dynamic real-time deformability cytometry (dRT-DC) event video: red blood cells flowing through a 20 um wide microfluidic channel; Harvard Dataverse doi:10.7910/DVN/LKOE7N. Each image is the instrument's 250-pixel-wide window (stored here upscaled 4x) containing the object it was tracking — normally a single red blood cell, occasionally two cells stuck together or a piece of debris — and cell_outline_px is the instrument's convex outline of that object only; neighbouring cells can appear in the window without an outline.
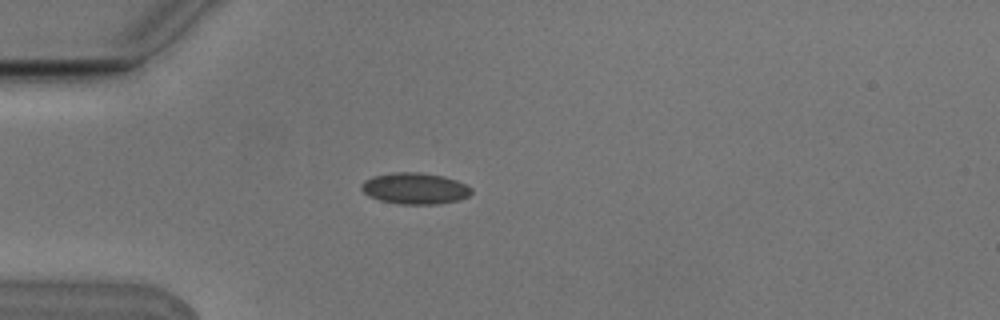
{"species": "Egyptian fruit bat (a non-hibernating species)", "species_latin": "Rousettus aegyptiacus", "temperature_condition": "cold", "stored_images_in_passage": 6, "camera_frame_rate_fps": 3000, "um_per_image_px": 0.085, "animal": {"sex": "male"}, "frame": {"image": 1, "passage_image": 5, "time_ms": 1.333, "image_size_px": [1000, 320], "cell_outline_px": [[472, 192], [468, 196], [460, 200], [436, 204], [400, 204], [380, 200], [368, 196], [360, 188], [360, 184], [364, 180], [376, 176], [396, 172], [420, 172], [444, 176], [456, 180], [472, 188]], "centroid_in_image_um": [35.27, 16.02], "position_along_channel_um": 49.7, "area_um2": 20.06}}